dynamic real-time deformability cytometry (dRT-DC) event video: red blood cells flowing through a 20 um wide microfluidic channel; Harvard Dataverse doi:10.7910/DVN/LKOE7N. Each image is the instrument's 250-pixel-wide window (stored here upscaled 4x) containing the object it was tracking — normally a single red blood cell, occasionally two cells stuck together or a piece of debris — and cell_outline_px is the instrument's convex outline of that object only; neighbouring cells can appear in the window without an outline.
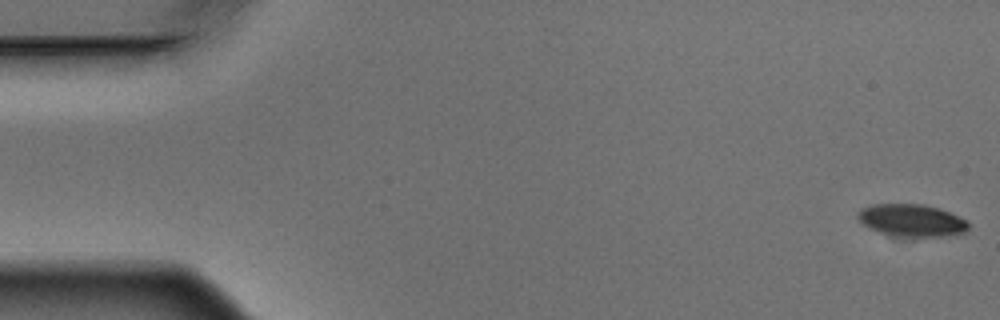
{"species": "Egyptian fruit bat (a non-hibernating species)", "species_latin": "Rousettus aegyptiacus", "temperature_condition": "warm", "stored_images_in_passage": 6, "camera_frame_rate_fps": 3000, "um_per_image_px": 0.085, "animal": {"sex": "male"}, "frame": {"image": 1, "passage_image": 1, "time_ms": 0.0, "image_size_px": [1000, 320], "cell_outline_px": [[968, 228], [964, 232], [940, 236], [900, 240], [880, 232], [864, 224], [856, 216], [864, 208], [872, 204], [924, 204], [948, 212], [968, 220]], "centroid_in_image_um": [77.49, 18.77], "position_along_channel_um": 7.5, "area_um2": 21.1}}
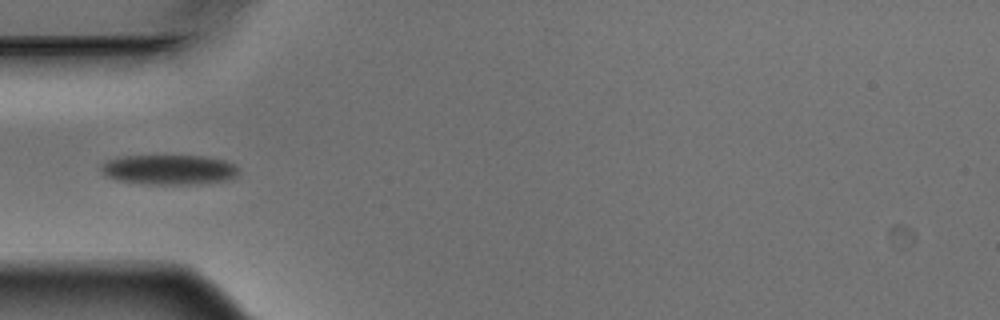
{"frame": {"image": 2, "passage_image": 5, "time_ms": 1.333, "image_size_px": [1000, 320], "cell_outline_px": [[240, 172], [236, 176], [228, 180], [200, 184], [148, 184], [116, 180], [104, 176], [100, 172], [100, 164], [108, 160], [124, 156], [204, 156], [224, 160], [236, 164]], "centroid_in_image_um": [14.37, 14.43], "position_along_channel_um": 70.6, "area_um2": 24.28}}
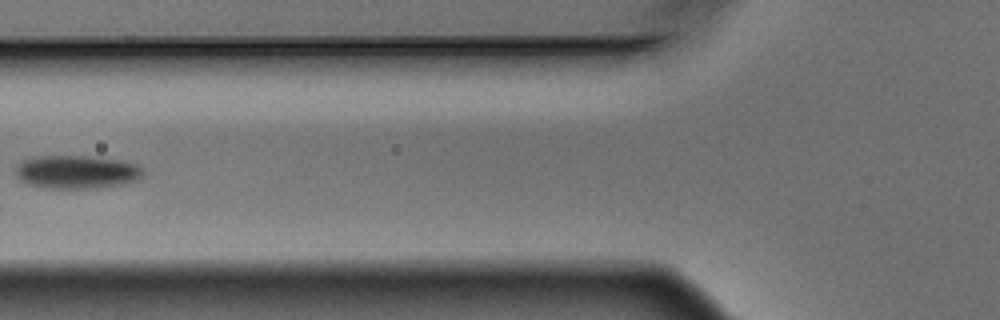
{"frame": {"image": 3, "passage_image": 6, "time_ms": 1.667, "image_size_px": [1000, 320], "cell_outline_px": [[140, 180], [124, 184], [96, 188], [44, 188], [28, 184], [20, 180], [16, 176], [16, 168], [20, 160], [36, 156], [88, 156], [124, 160], [136, 164], [140, 168]], "centroid_in_image_um": [6.48, 14.61], "position_along_channel_um": 119.3, "area_um2": 24.91}}